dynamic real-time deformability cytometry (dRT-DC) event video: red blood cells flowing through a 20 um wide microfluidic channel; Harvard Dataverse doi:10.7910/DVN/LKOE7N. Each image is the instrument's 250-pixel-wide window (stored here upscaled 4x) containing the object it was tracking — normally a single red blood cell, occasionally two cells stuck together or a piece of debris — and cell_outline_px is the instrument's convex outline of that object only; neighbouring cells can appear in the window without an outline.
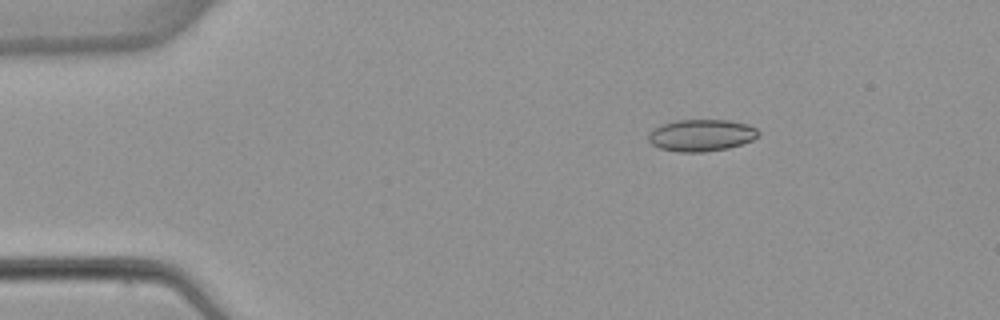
{"species": "common noctule bat (a hibernating species)", "species_latin": "Nyctalus noctula", "temperature_condition": "warm", "stored_images_in_passage": 2, "camera_frame_rate_fps": 3000, "um_per_image_px": 0.085, "animal": {"sex": "female", "body_mass_g": 22.7, "forearm_length_mm": 54.2}, "frame": {"image": 1, "passage_image": 1, "time_ms": 0.0, "image_size_px": [1000, 320], "cell_outline_px": [[760, 132], [752, 140], [728, 148], [704, 152], [680, 152], [660, 148], [652, 144], [648, 140], [648, 136], [652, 128], [660, 124], [676, 120], [728, 120], [748, 124], [756, 128]], "centroid_in_image_um": [59.58, 11.49], "position_along_channel_um": 25.4, "area_um2": 20.46}}